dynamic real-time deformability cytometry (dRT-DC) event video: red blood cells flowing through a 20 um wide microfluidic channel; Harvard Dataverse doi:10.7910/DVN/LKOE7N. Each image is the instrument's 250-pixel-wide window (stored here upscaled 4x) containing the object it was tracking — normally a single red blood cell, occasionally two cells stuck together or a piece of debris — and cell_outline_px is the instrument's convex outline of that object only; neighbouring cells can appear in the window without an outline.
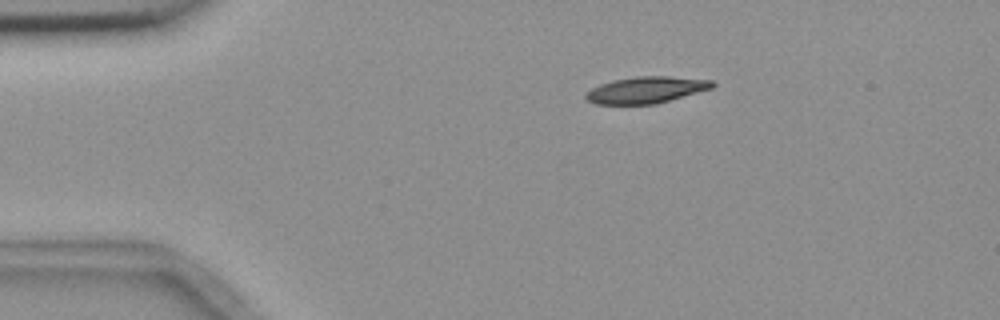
{"species": "common noctule bat (a hibernating species)", "species_latin": "Nyctalus noctula", "temperature_condition": "room temperature", "stored_images_in_passage": 5, "camera_frame_rate_fps": 3000, "um_per_image_px": 0.085, "animal": {"sex": "female", "body_mass_g": 18.4}, "frame": {"image": 1, "passage_image": 2, "time_ms": 2.667, "image_size_px": [1000, 320], "cell_outline_px": [[716, 84], [712, 88], [656, 104], [596, 104], [588, 100], [584, 96], [592, 88], [600, 84], [616, 80], [636, 76], [668, 76], [712, 80]], "centroid_in_image_um": [54.94, 7.64], "position_along_channel_um": 30.1, "area_um2": 19.36}}
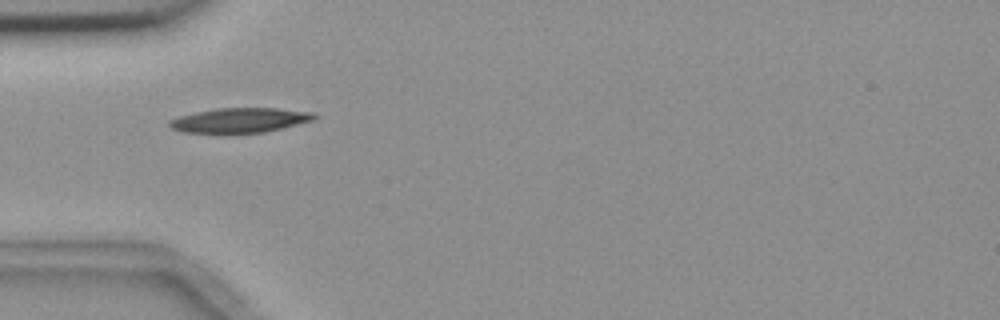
{"frame": {"image": 2, "passage_image": 4, "time_ms": 5.0, "image_size_px": [1000, 320], "cell_outline_px": [[316, 116], [312, 120], [264, 132], [228, 136], [184, 132], [172, 128], [168, 124], [168, 120], [180, 116], [196, 112], [216, 108], [276, 108], [316, 112]], "centroid_in_image_um": [20.32, 10.26], "position_along_channel_um": 64.7, "area_um2": 21.56}}